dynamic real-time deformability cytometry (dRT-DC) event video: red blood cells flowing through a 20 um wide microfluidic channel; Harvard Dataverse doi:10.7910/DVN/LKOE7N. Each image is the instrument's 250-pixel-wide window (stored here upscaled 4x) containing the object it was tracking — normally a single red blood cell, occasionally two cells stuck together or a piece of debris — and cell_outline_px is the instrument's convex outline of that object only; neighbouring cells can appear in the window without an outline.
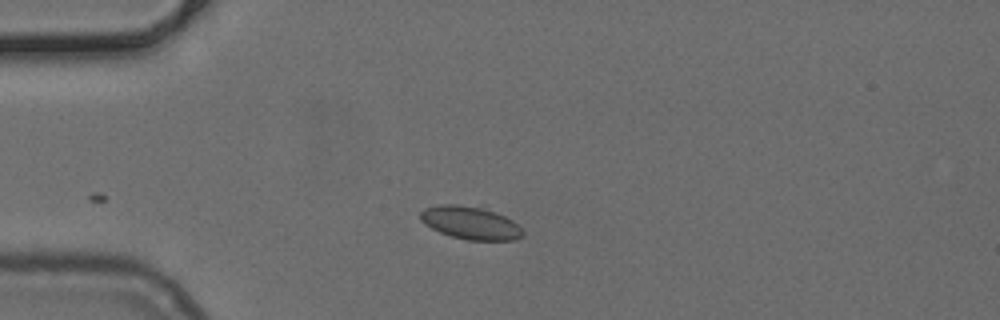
{"species": "common noctule bat (a hibernating species)", "species_latin": "Nyctalus noctula", "temperature_condition": "cold", "stored_images_in_passage": 10, "camera_frame_rate_fps": 3000, "um_per_image_px": 0.085, "animal": {"sex": "female", "body_mass_g": 24.6, "forearm_length_mm": 56.2}, "frame": {"image": 1, "passage_image": 1, "time_ms": 0.0, "image_size_px": [1000, 320], "cell_outline_px": [[524, 236], [516, 240], [468, 240], [452, 236], [440, 232], [424, 224], [420, 220], [420, 212], [424, 208], [440, 204], [456, 204], [480, 208], [496, 212], [512, 220], [524, 232]], "centroid_in_image_um": [39.98, 18.94], "position_along_channel_um": 45.0, "area_um2": 19.54}}
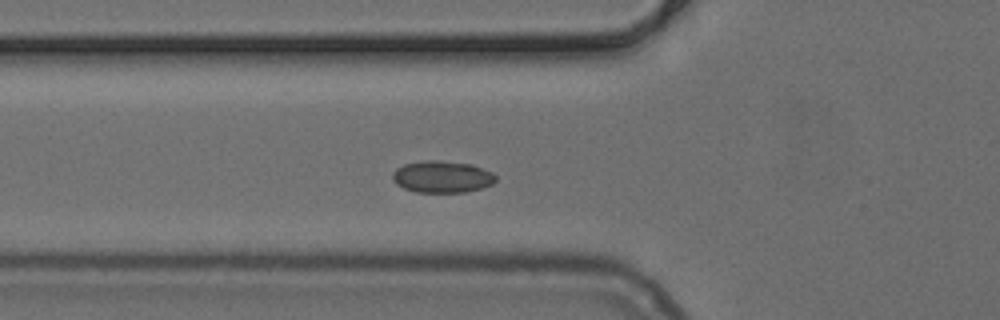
{"frame": {"image": 2, "passage_image": 6, "time_ms": 1.667, "image_size_px": [1000, 320], "cell_outline_px": [[496, 180], [492, 184], [480, 188], [464, 192], [416, 192], [404, 188], [396, 184], [392, 180], [392, 172], [396, 168], [404, 164], [428, 160], [436, 160], [472, 164], [492, 172], [496, 176]], "centroid_in_image_um": [37.56, 15.02], "position_along_channel_um": 88.2, "area_um2": 19.13}}